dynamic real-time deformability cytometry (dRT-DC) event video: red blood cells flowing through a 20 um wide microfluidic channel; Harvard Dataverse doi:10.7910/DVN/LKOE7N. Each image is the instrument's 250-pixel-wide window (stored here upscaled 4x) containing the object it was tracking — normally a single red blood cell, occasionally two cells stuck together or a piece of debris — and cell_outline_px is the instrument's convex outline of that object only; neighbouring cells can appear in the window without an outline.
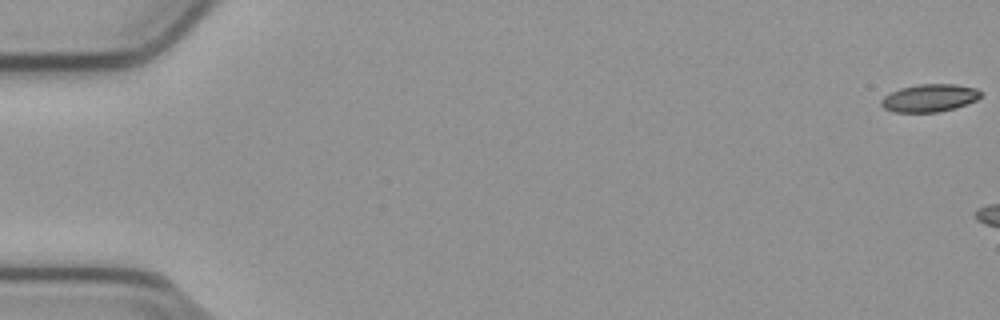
{"species": "common noctule bat (a hibernating species)", "species_latin": "Nyctalus noctula", "temperature_condition": "cold", "stored_images_in_passage": 6, "camera_frame_rate_fps": 3000, "um_per_image_px": 0.085, "animal": {"sex": "male", "body_mass_g": 23.1, "forearm_length_mm": 52.7}, "frame": {"image": 1, "passage_image": 1, "time_ms": 0.0, "image_size_px": [1000, 320], "cell_outline_px": [[980, 96], [976, 100], [956, 108], [940, 112], [892, 112], [884, 108], [880, 104], [880, 100], [884, 96], [900, 88], [920, 84], [956, 84], [976, 88], [980, 92]], "centroid_in_image_um": [78.99, 8.33], "position_along_channel_um": 6.0, "area_um2": 16.07}}